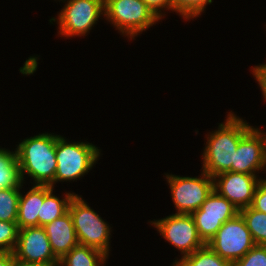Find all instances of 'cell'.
Listing matches in <instances>:
<instances>
[{"instance_id": "obj_1", "label": "cell", "mask_w": 266, "mask_h": 266, "mask_svg": "<svg viewBox=\"0 0 266 266\" xmlns=\"http://www.w3.org/2000/svg\"><path fill=\"white\" fill-rule=\"evenodd\" d=\"M252 128L235 114H228L226 122L207 138L203 155V171L213 177L230 171L240 139Z\"/></svg>"}, {"instance_id": "obj_2", "label": "cell", "mask_w": 266, "mask_h": 266, "mask_svg": "<svg viewBox=\"0 0 266 266\" xmlns=\"http://www.w3.org/2000/svg\"><path fill=\"white\" fill-rule=\"evenodd\" d=\"M16 156L22 182L26 172L36 185L53 188L57 169L56 135L43 133L24 139L16 148Z\"/></svg>"}, {"instance_id": "obj_3", "label": "cell", "mask_w": 266, "mask_h": 266, "mask_svg": "<svg viewBox=\"0 0 266 266\" xmlns=\"http://www.w3.org/2000/svg\"><path fill=\"white\" fill-rule=\"evenodd\" d=\"M68 211L79 244L97 249L108 256L111 234L108 224L76 194L70 201Z\"/></svg>"}, {"instance_id": "obj_4", "label": "cell", "mask_w": 266, "mask_h": 266, "mask_svg": "<svg viewBox=\"0 0 266 266\" xmlns=\"http://www.w3.org/2000/svg\"><path fill=\"white\" fill-rule=\"evenodd\" d=\"M100 150L90 143H68L56 135L57 169L54 184L63 180H75L90 170L100 156Z\"/></svg>"}, {"instance_id": "obj_5", "label": "cell", "mask_w": 266, "mask_h": 266, "mask_svg": "<svg viewBox=\"0 0 266 266\" xmlns=\"http://www.w3.org/2000/svg\"><path fill=\"white\" fill-rule=\"evenodd\" d=\"M104 16L131 39L159 20L143 0H111L104 6Z\"/></svg>"}, {"instance_id": "obj_6", "label": "cell", "mask_w": 266, "mask_h": 266, "mask_svg": "<svg viewBox=\"0 0 266 266\" xmlns=\"http://www.w3.org/2000/svg\"><path fill=\"white\" fill-rule=\"evenodd\" d=\"M206 244L215 253L232 264L241 259L256 245L240 213L224 222Z\"/></svg>"}, {"instance_id": "obj_7", "label": "cell", "mask_w": 266, "mask_h": 266, "mask_svg": "<svg viewBox=\"0 0 266 266\" xmlns=\"http://www.w3.org/2000/svg\"><path fill=\"white\" fill-rule=\"evenodd\" d=\"M202 177L166 175L177 214H192L214 189V178L202 171Z\"/></svg>"}, {"instance_id": "obj_8", "label": "cell", "mask_w": 266, "mask_h": 266, "mask_svg": "<svg viewBox=\"0 0 266 266\" xmlns=\"http://www.w3.org/2000/svg\"><path fill=\"white\" fill-rule=\"evenodd\" d=\"M239 210L216 190L191 215L195 221L199 237L206 244L227 220L234 218Z\"/></svg>"}, {"instance_id": "obj_9", "label": "cell", "mask_w": 266, "mask_h": 266, "mask_svg": "<svg viewBox=\"0 0 266 266\" xmlns=\"http://www.w3.org/2000/svg\"><path fill=\"white\" fill-rule=\"evenodd\" d=\"M16 260L43 266H59L44 227H24L18 230L17 244L13 251Z\"/></svg>"}, {"instance_id": "obj_10", "label": "cell", "mask_w": 266, "mask_h": 266, "mask_svg": "<svg viewBox=\"0 0 266 266\" xmlns=\"http://www.w3.org/2000/svg\"><path fill=\"white\" fill-rule=\"evenodd\" d=\"M161 235L184 254L191 255L205 243L199 237L191 214H173L152 223Z\"/></svg>"}, {"instance_id": "obj_11", "label": "cell", "mask_w": 266, "mask_h": 266, "mask_svg": "<svg viewBox=\"0 0 266 266\" xmlns=\"http://www.w3.org/2000/svg\"><path fill=\"white\" fill-rule=\"evenodd\" d=\"M59 17L62 36L85 35L104 12L101 0H68ZM103 11V12H102Z\"/></svg>"}, {"instance_id": "obj_12", "label": "cell", "mask_w": 266, "mask_h": 266, "mask_svg": "<svg viewBox=\"0 0 266 266\" xmlns=\"http://www.w3.org/2000/svg\"><path fill=\"white\" fill-rule=\"evenodd\" d=\"M266 166V135L252 127L239 141L231 172L255 175Z\"/></svg>"}, {"instance_id": "obj_13", "label": "cell", "mask_w": 266, "mask_h": 266, "mask_svg": "<svg viewBox=\"0 0 266 266\" xmlns=\"http://www.w3.org/2000/svg\"><path fill=\"white\" fill-rule=\"evenodd\" d=\"M260 180L256 175L227 171L214 176V190L240 211L251 206Z\"/></svg>"}, {"instance_id": "obj_14", "label": "cell", "mask_w": 266, "mask_h": 266, "mask_svg": "<svg viewBox=\"0 0 266 266\" xmlns=\"http://www.w3.org/2000/svg\"><path fill=\"white\" fill-rule=\"evenodd\" d=\"M43 227L48 236L51 249L58 260L79 244L69 211Z\"/></svg>"}, {"instance_id": "obj_15", "label": "cell", "mask_w": 266, "mask_h": 266, "mask_svg": "<svg viewBox=\"0 0 266 266\" xmlns=\"http://www.w3.org/2000/svg\"><path fill=\"white\" fill-rule=\"evenodd\" d=\"M44 201V185H34L25 196L20 192L17 226L24 227L38 226V215Z\"/></svg>"}, {"instance_id": "obj_16", "label": "cell", "mask_w": 266, "mask_h": 266, "mask_svg": "<svg viewBox=\"0 0 266 266\" xmlns=\"http://www.w3.org/2000/svg\"><path fill=\"white\" fill-rule=\"evenodd\" d=\"M52 192L53 188L51 186L44 185V201L41 205L40 215H38V226L43 227L66 214L70 201L75 195L74 193H67L65 198L60 200Z\"/></svg>"}, {"instance_id": "obj_17", "label": "cell", "mask_w": 266, "mask_h": 266, "mask_svg": "<svg viewBox=\"0 0 266 266\" xmlns=\"http://www.w3.org/2000/svg\"><path fill=\"white\" fill-rule=\"evenodd\" d=\"M107 257L97 249L78 244L59 260V266H99Z\"/></svg>"}, {"instance_id": "obj_18", "label": "cell", "mask_w": 266, "mask_h": 266, "mask_svg": "<svg viewBox=\"0 0 266 266\" xmlns=\"http://www.w3.org/2000/svg\"><path fill=\"white\" fill-rule=\"evenodd\" d=\"M22 179L16 151L0 148V186L5 188L21 187Z\"/></svg>"}, {"instance_id": "obj_19", "label": "cell", "mask_w": 266, "mask_h": 266, "mask_svg": "<svg viewBox=\"0 0 266 266\" xmlns=\"http://www.w3.org/2000/svg\"><path fill=\"white\" fill-rule=\"evenodd\" d=\"M173 266H232V263L215 253L207 244L191 255L175 261Z\"/></svg>"}, {"instance_id": "obj_20", "label": "cell", "mask_w": 266, "mask_h": 266, "mask_svg": "<svg viewBox=\"0 0 266 266\" xmlns=\"http://www.w3.org/2000/svg\"><path fill=\"white\" fill-rule=\"evenodd\" d=\"M256 245L266 246V213L250 206L239 211Z\"/></svg>"}, {"instance_id": "obj_21", "label": "cell", "mask_w": 266, "mask_h": 266, "mask_svg": "<svg viewBox=\"0 0 266 266\" xmlns=\"http://www.w3.org/2000/svg\"><path fill=\"white\" fill-rule=\"evenodd\" d=\"M20 189L11 187L0 191V220L17 222Z\"/></svg>"}, {"instance_id": "obj_22", "label": "cell", "mask_w": 266, "mask_h": 266, "mask_svg": "<svg viewBox=\"0 0 266 266\" xmlns=\"http://www.w3.org/2000/svg\"><path fill=\"white\" fill-rule=\"evenodd\" d=\"M17 222L0 220V252L14 251L18 238Z\"/></svg>"}, {"instance_id": "obj_23", "label": "cell", "mask_w": 266, "mask_h": 266, "mask_svg": "<svg viewBox=\"0 0 266 266\" xmlns=\"http://www.w3.org/2000/svg\"><path fill=\"white\" fill-rule=\"evenodd\" d=\"M173 10L180 13L186 19L194 18L204 11L212 0H172Z\"/></svg>"}, {"instance_id": "obj_24", "label": "cell", "mask_w": 266, "mask_h": 266, "mask_svg": "<svg viewBox=\"0 0 266 266\" xmlns=\"http://www.w3.org/2000/svg\"><path fill=\"white\" fill-rule=\"evenodd\" d=\"M232 266H266V246L255 245Z\"/></svg>"}, {"instance_id": "obj_25", "label": "cell", "mask_w": 266, "mask_h": 266, "mask_svg": "<svg viewBox=\"0 0 266 266\" xmlns=\"http://www.w3.org/2000/svg\"><path fill=\"white\" fill-rule=\"evenodd\" d=\"M250 207L252 209L266 213V180L265 179L264 180L261 179L259 181Z\"/></svg>"}, {"instance_id": "obj_26", "label": "cell", "mask_w": 266, "mask_h": 266, "mask_svg": "<svg viewBox=\"0 0 266 266\" xmlns=\"http://www.w3.org/2000/svg\"><path fill=\"white\" fill-rule=\"evenodd\" d=\"M145 4L156 14V16L161 19L162 15L160 14L163 8H168L173 10L172 0H143Z\"/></svg>"}, {"instance_id": "obj_27", "label": "cell", "mask_w": 266, "mask_h": 266, "mask_svg": "<svg viewBox=\"0 0 266 266\" xmlns=\"http://www.w3.org/2000/svg\"><path fill=\"white\" fill-rule=\"evenodd\" d=\"M252 70L266 100V64L256 66Z\"/></svg>"}, {"instance_id": "obj_28", "label": "cell", "mask_w": 266, "mask_h": 266, "mask_svg": "<svg viewBox=\"0 0 266 266\" xmlns=\"http://www.w3.org/2000/svg\"><path fill=\"white\" fill-rule=\"evenodd\" d=\"M14 259L12 252H0V266H12Z\"/></svg>"}, {"instance_id": "obj_29", "label": "cell", "mask_w": 266, "mask_h": 266, "mask_svg": "<svg viewBox=\"0 0 266 266\" xmlns=\"http://www.w3.org/2000/svg\"><path fill=\"white\" fill-rule=\"evenodd\" d=\"M12 266H43V265L23 263V262H20V261L14 259Z\"/></svg>"}, {"instance_id": "obj_30", "label": "cell", "mask_w": 266, "mask_h": 266, "mask_svg": "<svg viewBox=\"0 0 266 266\" xmlns=\"http://www.w3.org/2000/svg\"><path fill=\"white\" fill-rule=\"evenodd\" d=\"M111 0H101V3L105 6L107 3H109Z\"/></svg>"}]
</instances>
